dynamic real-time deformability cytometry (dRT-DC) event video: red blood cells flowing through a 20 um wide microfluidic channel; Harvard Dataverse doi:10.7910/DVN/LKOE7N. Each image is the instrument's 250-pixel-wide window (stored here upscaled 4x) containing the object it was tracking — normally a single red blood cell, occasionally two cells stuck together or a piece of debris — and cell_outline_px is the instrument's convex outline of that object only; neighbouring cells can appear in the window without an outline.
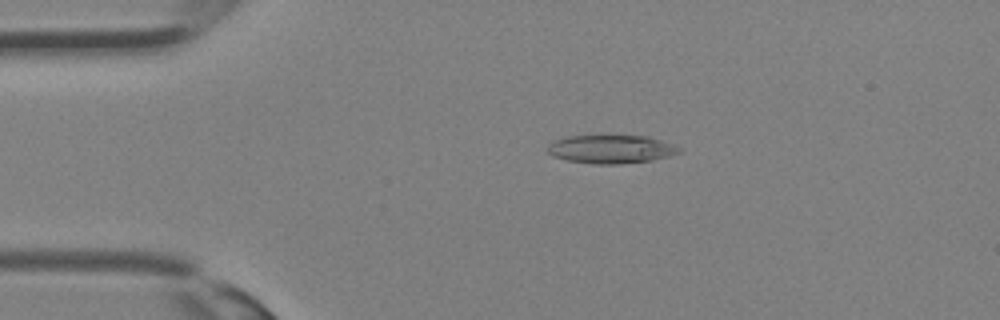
{"species": "Egyptian fruit bat (a non-hibernating species)", "species_latin": "Rousettus aegyptiacus", "temperature_condition": "room temperature", "stored_images_in_passage": 18, "camera_frame_rate_fps": 3000, "um_per_image_px": 0.085, "animal": {"sex": "female"}, "frame": {"image": 1, "passage_image": 1, "time_ms": 0.0, "image_size_px": [1000, 320], "cell_outline_px": [[680, 152], [668, 156], [652, 160], [620, 164], [592, 164], [568, 160], [552, 156], [548, 152], [548, 144], [556, 140], [568, 136], [648, 136], [660, 140], [680, 148]], "centroid_in_image_um": [51.91, 12.69], "position_along_channel_um": 33.1, "area_um2": 21.5}}
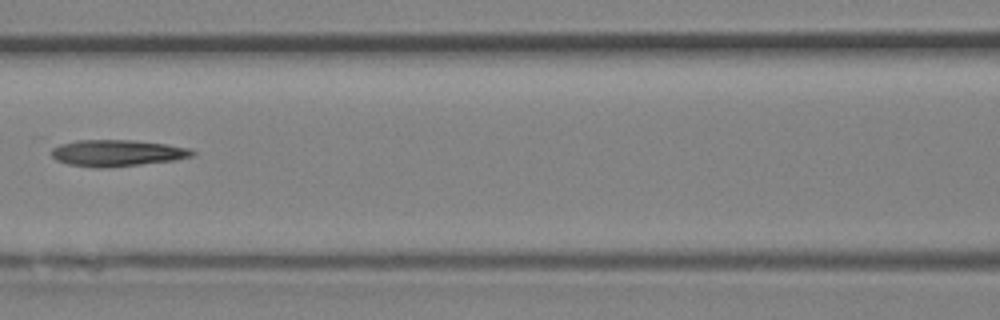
{"frame": {"image": 2, "passage_image": 9, "time_ms": 2.667, "image_size_px": [1000, 320], "cell_outline_px": [[196, 152], [192, 156], [176, 160], [140, 164], [100, 168], [96, 168], [68, 164], [56, 160], [52, 156], [52, 148], [60, 144], [76, 140], [132, 140], [168, 144], [188, 148]], "centroid_in_image_um": [9.95, 13.0], "position_along_channel_um": 156.7, "area_um2": 21.68}}
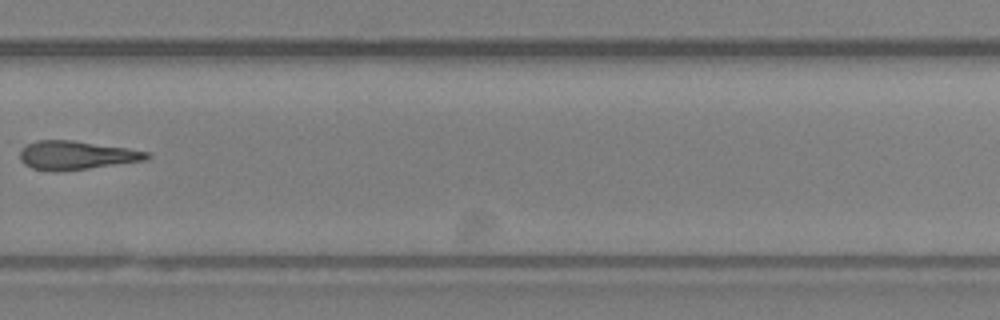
{"frame": {"image": 3, "passage_image": 17, "time_ms": 5.333, "image_size_px": [1000, 320], "cell_outline_px": [[152, 156], [144, 160], [88, 168], [32, 168], [24, 164], [20, 160], [20, 152], [28, 144], [36, 140], [72, 140], [128, 148], [148, 152]], "centroid_in_image_um": [6.53, 13.15], "position_along_channel_um": 323.3, "area_um2": 20.17}}